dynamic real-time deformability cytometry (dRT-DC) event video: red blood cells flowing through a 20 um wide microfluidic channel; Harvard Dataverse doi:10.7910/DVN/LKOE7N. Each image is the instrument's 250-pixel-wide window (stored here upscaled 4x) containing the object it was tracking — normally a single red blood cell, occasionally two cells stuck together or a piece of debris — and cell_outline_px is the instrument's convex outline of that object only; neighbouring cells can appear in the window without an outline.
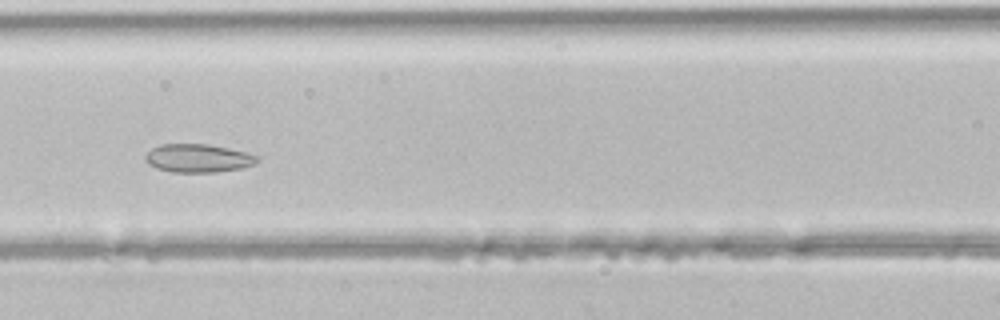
{"species": "common noctule bat (a hibernating species)", "species_latin": "Nyctalus noctula", "temperature_condition": "room temperature", "stored_images_in_passage": 46, "segment_of_instrument_passage": [1, 2], "camera_frame_rate_fps": 3000, "um_per_image_px": 0.085, "animal": {"sex": "male", "body_mass_g": 21.5, "forearm_length_mm": 52.0}, "frame": {"image": 1, "passage_image": 20, "time_ms": 6.333, "image_size_px": [1000, 320], "cell_outline_px": [[260, 160], [256, 164], [244, 168], [216, 172], [172, 172], [156, 168], [148, 164], [144, 160], [144, 156], [152, 148], [160, 144], [208, 144], [228, 148], [260, 156]], "centroid_in_image_um": [16.86, 13.45], "position_along_channel_um": 149.7, "area_um2": 18.67}}
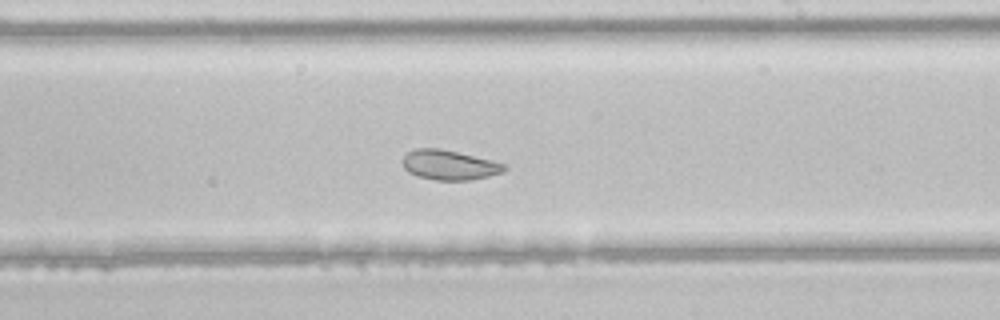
{"frame": {"image": 2, "passage_image": 27, "time_ms": 8.667, "image_size_px": [1000, 320], "cell_outline_px": [[508, 168], [504, 172], [488, 176], [468, 180], [436, 180], [416, 176], [408, 172], [404, 168], [404, 156], [408, 152], [416, 148], [440, 148], [492, 160], [504, 164]], "centroid_in_image_um": [38.2, 14.02], "position_along_channel_um": 250.8, "area_um2": 17.57}}
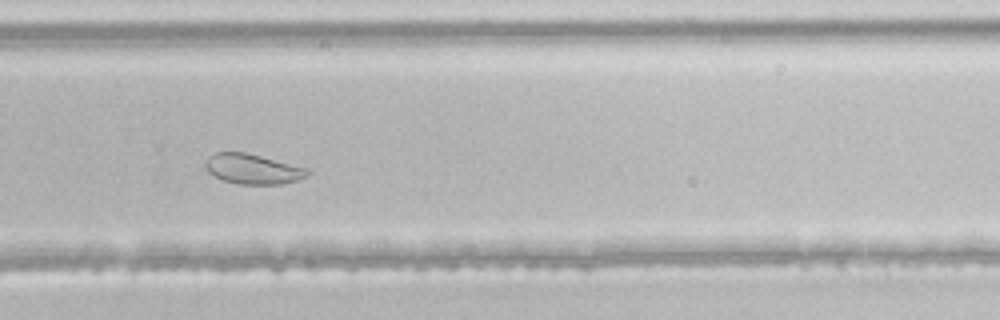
{"frame": {"image": 3, "passage_image": 31, "time_ms": 10.0, "image_size_px": [1000, 320], "cell_outline_px": [[308, 176], [284, 184], [240, 184], [224, 180], [208, 172], [204, 168], [204, 164], [208, 156], [216, 152], [244, 152], [308, 168]], "centroid_in_image_um": [21.46, 14.36], "position_along_channel_um": 308.3, "area_um2": 17.74}}